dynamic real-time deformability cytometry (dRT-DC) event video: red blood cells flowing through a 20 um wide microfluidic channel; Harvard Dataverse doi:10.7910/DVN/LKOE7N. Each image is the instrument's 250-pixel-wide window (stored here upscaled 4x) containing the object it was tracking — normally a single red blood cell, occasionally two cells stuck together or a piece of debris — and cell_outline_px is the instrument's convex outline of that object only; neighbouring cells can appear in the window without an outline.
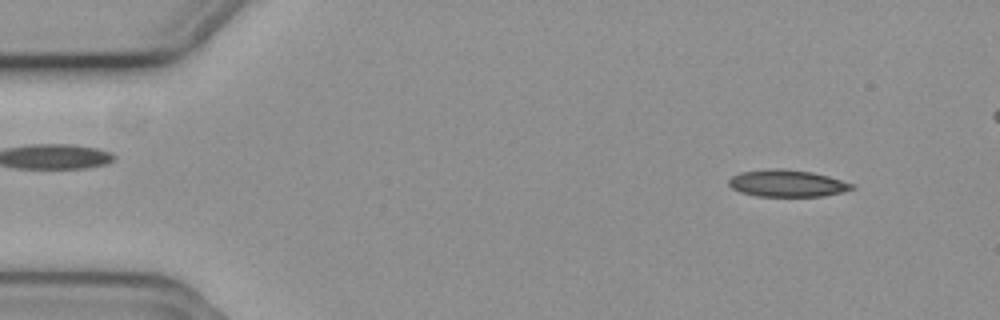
{"species": "common noctule bat (a hibernating species)", "species_latin": "Nyctalus noctula", "temperature_condition": "cold", "stored_images_in_passage": 52, "camera_frame_rate_fps": 3000, "um_per_image_px": 0.085, "animal": {"sex": "female", "body_mass_g": 19.3, "forearm_length_mm": 54.1}, "frame": {"image": 1, "passage_image": 5, "time_ms": 1.333, "image_size_px": [1000, 320], "cell_outline_px": [[856, 188], [824, 196], [756, 196], [740, 192], [732, 188], [728, 184], [728, 180], [732, 176], [740, 172], [768, 168], [780, 168], [812, 172], [828, 176], [856, 184]], "centroid_in_image_um": [66.9, 15.57], "position_along_channel_um": 18.1, "area_um2": 19.48}}
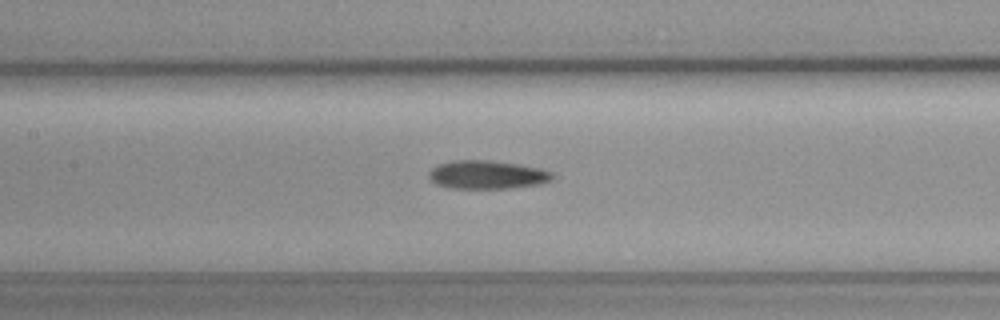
{"frame": {"image": 2, "passage_image": 25, "time_ms": 8.0, "image_size_px": [1000, 320], "cell_outline_px": [[556, 176], [552, 180], [540, 184], [508, 188], [452, 188], [436, 184], [428, 176], [428, 172], [432, 168], [440, 164], [452, 160], [492, 160], [520, 164], [540, 168], [552, 172]], "centroid_in_image_um": [41.44, 14.84], "position_along_channel_um": 166.0, "area_um2": 20.58}}
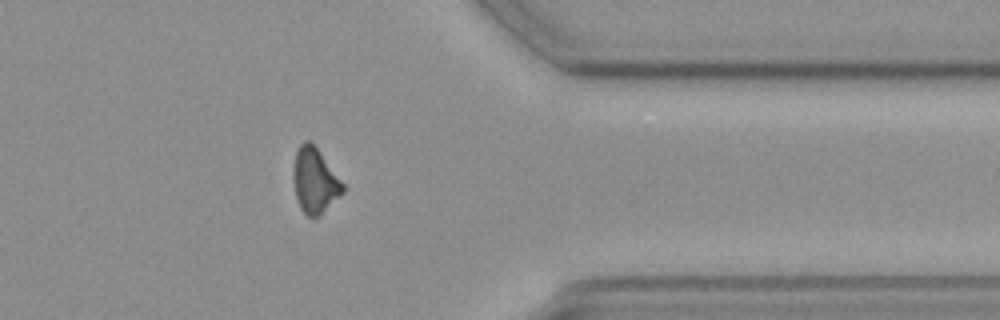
{"frame": {"image": 3, "passage_image": 44, "time_ms": 14.333, "image_size_px": [1000, 320], "cell_outline_px": [[344, 192], [320, 216], [308, 216], [300, 208], [296, 196], [292, 176], [292, 172], [296, 152], [300, 144], [304, 140], [308, 140], [316, 148], [344, 184]], "centroid_in_image_um": [26.74, 15.37], "position_along_channel_um": 384.7, "area_um2": 18.55}}